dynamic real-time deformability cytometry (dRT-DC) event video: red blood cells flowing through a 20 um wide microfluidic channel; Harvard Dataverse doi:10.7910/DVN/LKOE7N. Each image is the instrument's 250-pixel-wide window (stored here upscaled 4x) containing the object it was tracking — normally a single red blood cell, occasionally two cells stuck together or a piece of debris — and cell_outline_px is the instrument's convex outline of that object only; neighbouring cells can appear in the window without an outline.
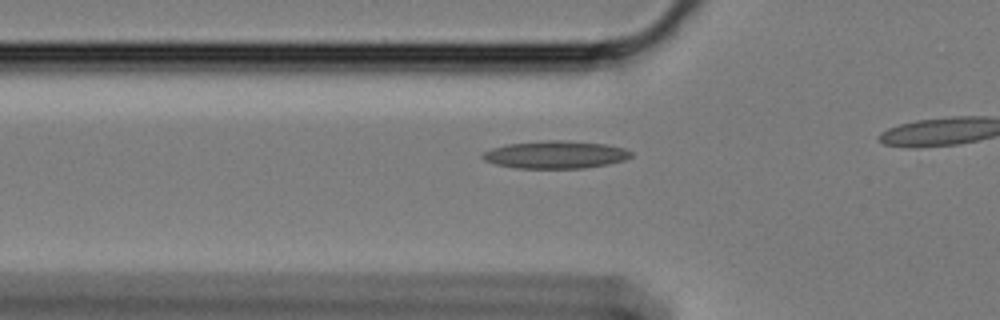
{"species": "Egyptian fruit bat (a non-hibernating species)", "species_latin": "Rousettus aegyptiacus", "temperature_condition": "cold", "stored_images_in_passage": 21, "camera_frame_rate_fps": 3000, "um_per_image_px": 0.085, "animal": {"sex": "female"}, "frame": {"image": 1, "passage_image": 15, "time_ms": 4.667, "image_size_px": [1000, 320], "cell_outline_px": [[632, 156], [624, 160], [608, 164], [584, 168], [516, 168], [496, 164], [484, 160], [480, 156], [484, 152], [492, 148], [508, 144], [548, 140], [568, 140], [604, 144], [624, 148], [632, 152]], "centroid_in_image_um": [47.22, 13.14], "position_along_channel_um": 78.6, "area_um2": 23.81}}
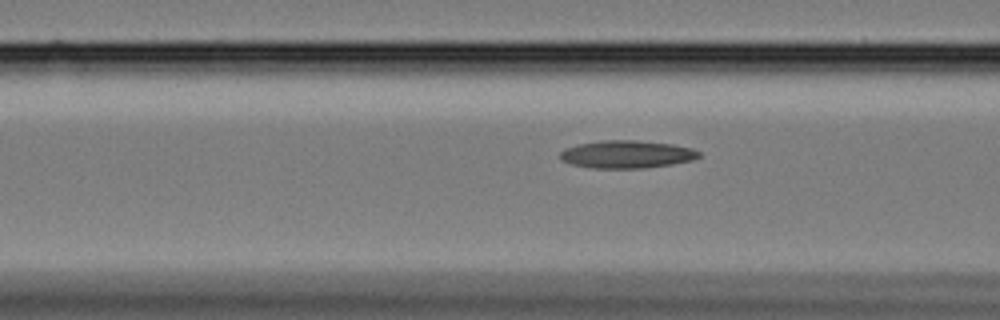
{"frame": {"image": 2, "passage_image": 18, "time_ms": 5.667, "image_size_px": [1000, 320], "cell_outline_px": [[700, 156], [692, 160], [672, 164], [644, 168], [592, 168], [572, 164], [560, 160], [560, 152], [564, 148], [576, 144], [600, 140], [636, 140], [672, 144], [692, 148], [700, 152]], "centroid_in_image_um": [53.24, 13.11], "position_along_channel_um": 113.4, "area_um2": 22.54}}